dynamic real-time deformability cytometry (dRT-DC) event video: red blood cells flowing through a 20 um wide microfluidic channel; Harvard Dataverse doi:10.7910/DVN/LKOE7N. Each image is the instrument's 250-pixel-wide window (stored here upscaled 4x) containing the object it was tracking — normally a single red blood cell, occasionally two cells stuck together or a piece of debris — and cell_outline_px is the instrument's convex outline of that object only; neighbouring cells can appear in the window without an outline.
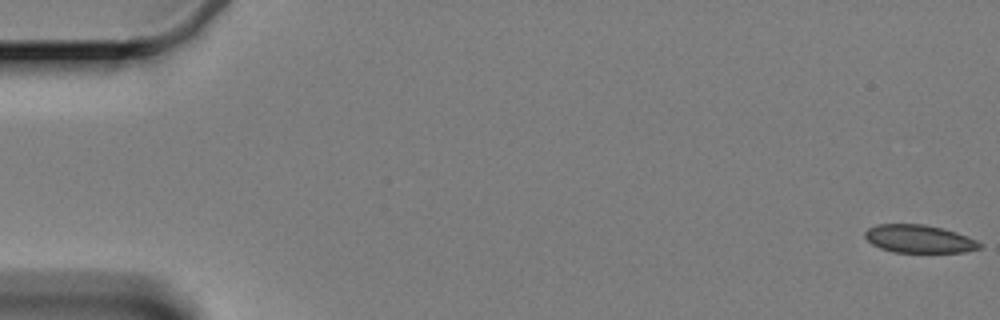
{"species": "Egyptian fruit bat (a non-hibernating species)", "species_latin": "Rousettus aegyptiacus", "temperature_condition": "cold", "stored_images_in_passage": 14, "camera_frame_rate_fps": 3000, "um_per_image_px": 0.085, "animal": {"sex": "female"}, "frame": {"image": 1, "passage_image": 1, "time_ms": 0.0, "image_size_px": [1000, 320], "cell_outline_px": [[984, 244], [980, 248], [964, 252], [896, 252], [880, 248], [872, 244], [864, 236], [864, 232], [868, 228], [876, 224], [924, 224], [944, 228], [968, 236]], "centroid_in_image_um": [78.14, 20.29], "position_along_channel_um": 6.9, "area_um2": 18.79}}